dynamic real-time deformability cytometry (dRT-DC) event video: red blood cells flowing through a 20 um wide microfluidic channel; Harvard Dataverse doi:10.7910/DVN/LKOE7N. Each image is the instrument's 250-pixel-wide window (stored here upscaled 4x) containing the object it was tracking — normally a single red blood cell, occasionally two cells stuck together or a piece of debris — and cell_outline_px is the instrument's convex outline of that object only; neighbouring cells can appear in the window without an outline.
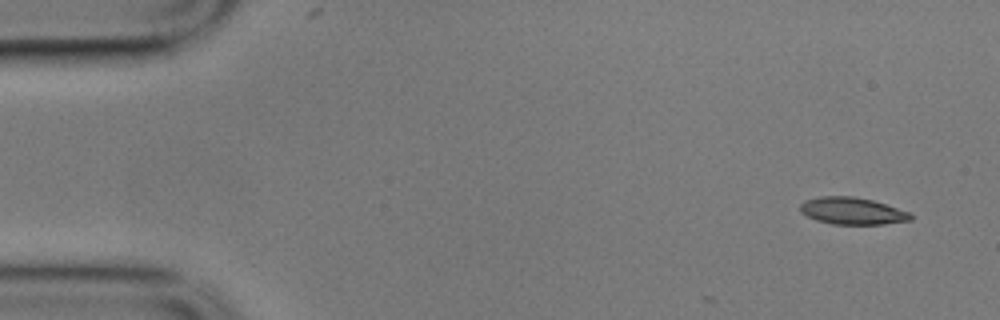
{"species": "common noctule bat (a hibernating species)", "species_latin": "Nyctalus noctula", "temperature_condition": "cold", "stored_images_in_passage": 4, "camera_frame_rate_fps": 3000, "um_per_image_px": 0.085, "animal": {"sex": "male", "body_mass_g": 17.9}, "frame": {"image": 1, "passage_image": 1, "time_ms": 0.0, "image_size_px": [1000, 320], "cell_outline_px": [[912, 220], [884, 224], [832, 224], [816, 220], [800, 212], [800, 204], [804, 200], [820, 196], [852, 196], [872, 200], [912, 212]], "centroid_in_image_um": [72.45, 17.93], "position_along_channel_um": 12.5, "area_um2": 17.51}}